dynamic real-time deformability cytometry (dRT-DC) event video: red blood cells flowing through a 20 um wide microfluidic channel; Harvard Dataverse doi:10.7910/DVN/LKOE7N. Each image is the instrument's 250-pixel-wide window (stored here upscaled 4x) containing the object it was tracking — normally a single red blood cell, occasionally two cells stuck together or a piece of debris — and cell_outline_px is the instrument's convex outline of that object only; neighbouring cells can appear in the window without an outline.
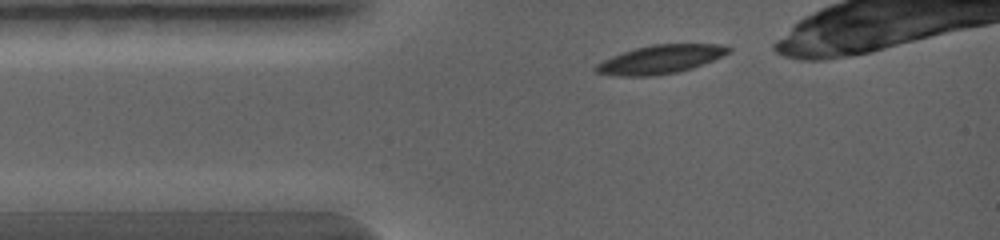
{"species": "common noctule bat (a hibernating species)", "species_latin": "Nyctalus noctula", "temperature_condition": "warm", "stored_images_in_passage": 9, "camera_frame_rate_fps": 5000, "um_per_image_px": 0.085, "animal": {"sex": "female", "body_mass_g": 19.0, "forearm_length_mm": 56.7}, "frame": {"image": 1, "passage_image": 1, "time_ms": 0.0, "image_size_px": [1000, 240], "cell_outline_px": [[732, 48], [724, 56], [692, 68], [676, 72], [652, 76], [620, 76], [596, 72], [592, 68], [596, 64], [612, 56], [636, 48], [652, 44], [720, 44]], "centroid_in_image_um": [56.14, 5.04], "position_along_channel_um": 28.9, "area_um2": 21.91}}
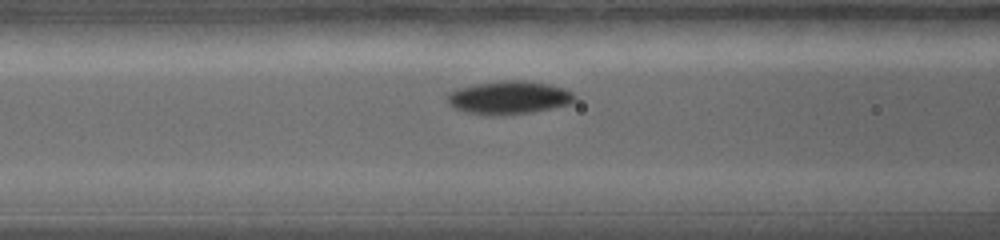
{"frame": {"image": 2, "passage_image": 6, "time_ms": 1.8, "image_size_px": [1000, 240], "cell_outline_px": [[576, 100], [568, 104], [552, 108], [532, 112], [496, 116], [484, 116], [452, 108], [448, 104], [448, 92], [456, 88], [476, 84], [500, 80], [524, 80], [548, 84], [564, 88], [572, 92], [576, 96]], "centroid_in_image_um": [43.23, 8.3], "position_along_channel_um": 123.4, "area_um2": 24.91}}
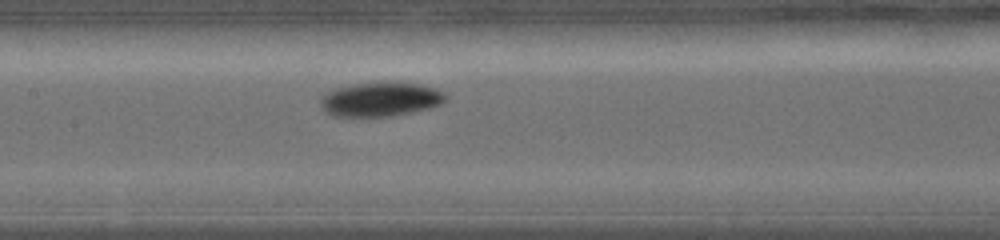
{"frame": {"image": 3, "passage_image": 8, "time_ms": 2.6, "image_size_px": [1000, 240], "cell_outline_px": [[444, 100], [440, 104], [432, 108], [392, 116], [332, 116], [324, 112], [320, 104], [320, 100], [332, 88], [356, 84], [420, 84], [444, 92]], "centroid_in_image_um": [32.29, 8.48], "position_along_channel_um": 175.1, "area_um2": 24.28}}